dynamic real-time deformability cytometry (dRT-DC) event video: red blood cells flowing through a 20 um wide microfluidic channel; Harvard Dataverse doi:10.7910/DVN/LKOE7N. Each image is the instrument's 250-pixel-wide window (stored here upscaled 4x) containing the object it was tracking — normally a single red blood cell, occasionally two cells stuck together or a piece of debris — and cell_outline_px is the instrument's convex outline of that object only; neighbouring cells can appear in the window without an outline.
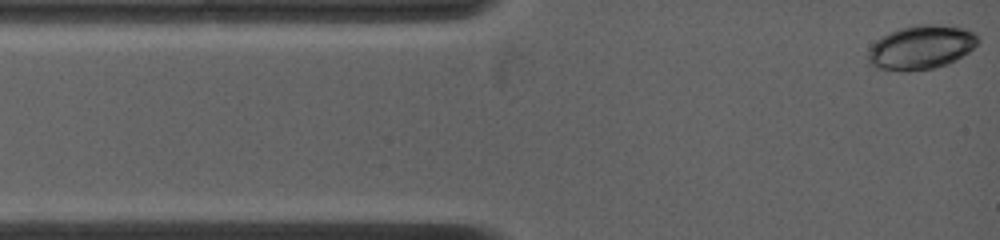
{"species": "common noctule bat (a hibernating species)", "species_latin": "Nyctalus noctula", "temperature_condition": "warm", "stored_images_in_passage": 27, "camera_frame_rate_fps": 4500, "um_per_image_px": 0.085, "animal": {"sex": "female", "body_mass_g": 19.0, "forearm_length_mm": 53.3}, "frame": {"image": 1, "passage_image": 1, "time_ms": 0.0, "image_size_px": [1000, 240], "cell_outline_px": [[980, 40], [968, 52], [956, 60], [948, 64], [932, 68], [904, 72], [876, 68], [868, 64], [868, 52], [872, 44], [880, 36], [888, 32], [900, 28], [916, 24], [940, 24], [964, 28], [976, 32]], "centroid_in_image_um": [78.27, 4.01], "position_along_channel_um": 6.7, "area_um2": 28.61}}
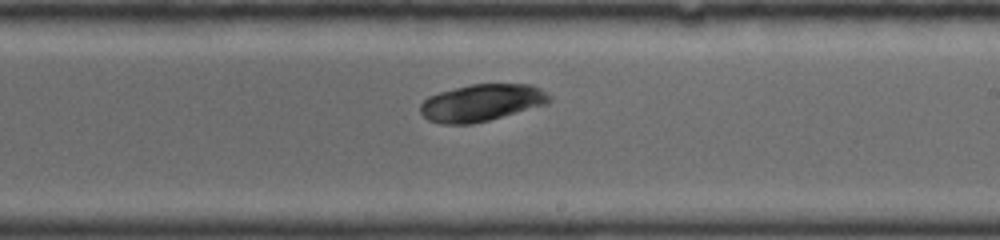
{"frame": {"image": 2, "passage_image": 16, "time_ms": 7.556, "image_size_px": [1000, 240], "cell_outline_px": [[552, 100], [548, 104], [488, 120], [472, 124], [444, 124], [428, 120], [420, 112], [420, 104], [428, 96], [440, 92], [472, 84], [532, 84], [540, 88], [552, 96]], "centroid_in_image_um": [40.97, 8.73], "position_along_channel_um": 248.0, "area_um2": 27.86}}
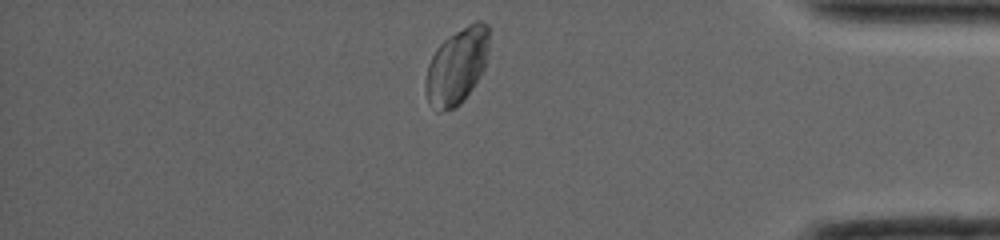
{"frame": {"image": 3, "passage_image": 27, "time_ms": 12.222, "image_size_px": [1000, 240], "cell_outline_px": [[488, 52], [484, 68], [480, 76], [464, 100], [456, 108], [440, 112], [436, 112], [428, 100], [424, 84], [428, 64], [436, 48], [448, 36], [468, 24], [476, 20], [484, 20], [488, 24]], "centroid_in_image_um": [38.83, 5.62], "position_along_channel_um": 396.4, "area_um2": 28.32}, "authors_computed_cell_mechanics": {"area_um2": 27.8018, "velocity_mm_per_s": 3.8561, "shape_relaxation_time_tau1_ms": 1.1175, "shape_relaxation_time_tau2_ms": null, "deformation_change_tau1": 0.0282, "deformation_change_tau2": null}}